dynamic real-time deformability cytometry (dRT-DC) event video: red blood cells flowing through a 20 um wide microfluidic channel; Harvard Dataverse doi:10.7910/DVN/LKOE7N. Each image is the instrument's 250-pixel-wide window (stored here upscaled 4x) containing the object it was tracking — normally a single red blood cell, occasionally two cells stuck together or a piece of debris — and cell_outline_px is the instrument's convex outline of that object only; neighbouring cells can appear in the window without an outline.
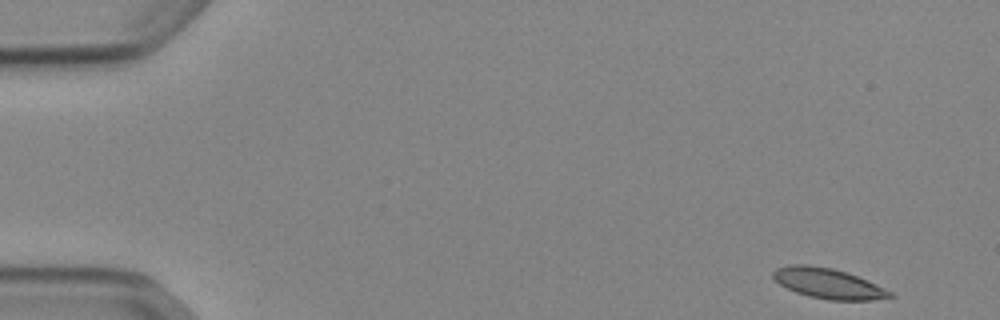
{"species": "Egyptian fruit bat (a non-hibernating species)", "species_latin": "Rousettus aegyptiacus", "temperature_condition": "cold", "stored_images_in_passage": 50, "camera_frame_rate_fps": 3000, "um_per_image_px": 0.085, "animal": {"sex": "female"}, "frame": {"image": 1, "passage_image": 1, "time_ms": 0.0, "image_size_px": [1000, 320], "cell_outline_px": [[896, 296], [872, 300], [828, 300], [808, 296], [796, 292], [780, 284], [772, 276], [772, 272], [776, 268], [788, 264], [808, 264], [832, 268], [856, 276], [884, 288], [892, 292]], "centroid_in_image_um": [70.36, 24.09], "position_along_channel_um": 14.6, "area_um2": 20.46}}
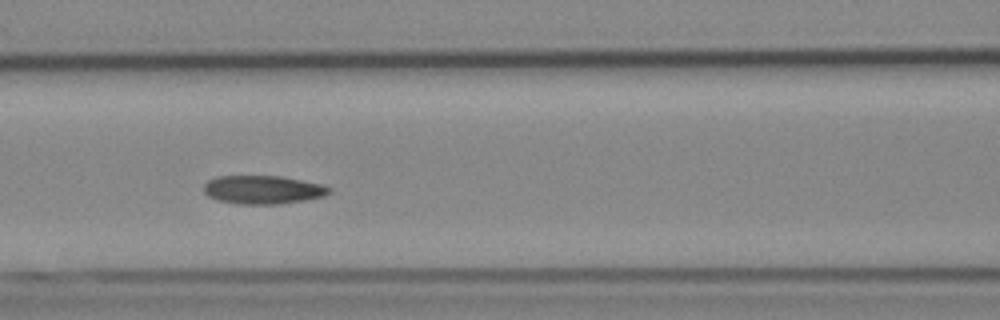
{"frame": {"image": 2, "passage_image": 21, "time_ms": 6.667, "image_size_px": [1000, 320], "cell_outline_px": [[332, 192], [324, 196], [304, 200], [280, 204], [236, 204], [216, 200], [208, 196], [204, 192], [204, 184], [208, 180], [216, 176], [280, 176], [324, 184], [332, 188]], "centroid_in_image_um": [22.36, 16.13], "position_along_channel_um": 144.2, "area_um2": 21.04}}
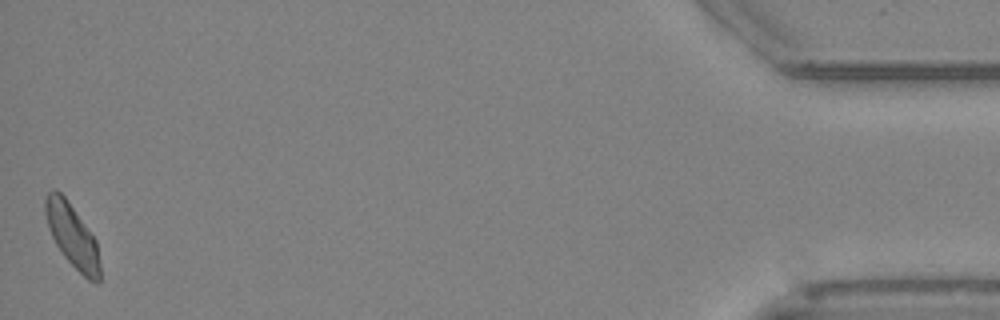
{"frame": {"image": 3, "passage_image": 50, "time_ms": 16.333, "image_size_px": [1000, 320], "cell_outline_px": [[100, 280], [96, 284], [88, 280], [64, 256], [56, 244], [48, 228], [44, 212], [44, 200], [48, 192], [52, 188], [56, 188], [64, 196], [96, 240], [100, 264]], "centroid_in_image_um": [6.12, 20.02], "position_along_channel_um": 429.1, "area_um2": 20.0}, "authors_computed_cell_mechanics": {"area_um2": 20.5768, "velocity_mm_per_s": 3.847, "shape_relaxation_time_tau1_ms": 11.2424, "shape_relaxation_time_tau2_ms": 3.5282, "deformation_change_tau1": 0.1764, "deformation_change_tau2": 0.0798}}